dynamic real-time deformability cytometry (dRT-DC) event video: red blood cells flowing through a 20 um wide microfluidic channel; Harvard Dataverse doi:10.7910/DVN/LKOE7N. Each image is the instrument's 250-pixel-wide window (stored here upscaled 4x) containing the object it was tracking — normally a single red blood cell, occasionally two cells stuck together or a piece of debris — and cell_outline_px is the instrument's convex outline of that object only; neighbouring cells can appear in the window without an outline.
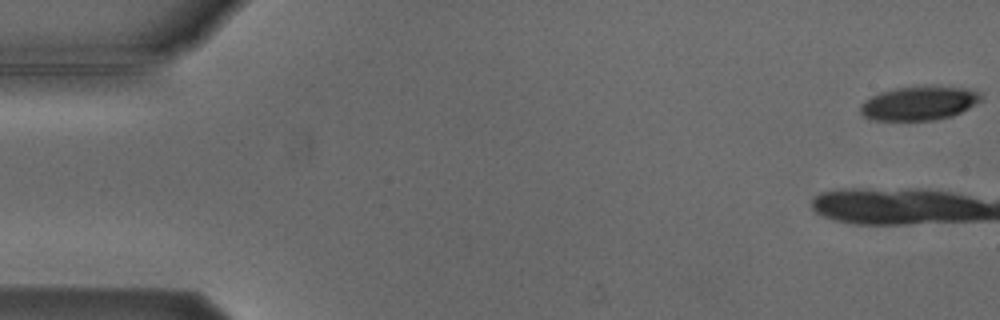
{"species": "Egyptian fruit bat (a non-hibernating species)", "species_latin": "Rousettus aegyptiacus", "temperature_condition": "cold", "stored_images_in_passage": 4, "camera_frame_rate_fps": 3000, "um_per_image_px": 0.085, "animal": {"sex": "male"}, "frame": {"image": 1, "passage_image": 1, "time_ms": 0.0, "image_size_px": [1000, 320], "cell_outline_px": [[984, 100], [952, 116], [936, 120], [876, 120], [864, 116], [860, 112], [860, 104], [864, 100], [880, 92], [896, 88], [964, 88], [984, 92]], "centroid_in_image_um": [78.16, 8.8], "position_along_channel_um": 6.8, "area_um2": 23.47}}